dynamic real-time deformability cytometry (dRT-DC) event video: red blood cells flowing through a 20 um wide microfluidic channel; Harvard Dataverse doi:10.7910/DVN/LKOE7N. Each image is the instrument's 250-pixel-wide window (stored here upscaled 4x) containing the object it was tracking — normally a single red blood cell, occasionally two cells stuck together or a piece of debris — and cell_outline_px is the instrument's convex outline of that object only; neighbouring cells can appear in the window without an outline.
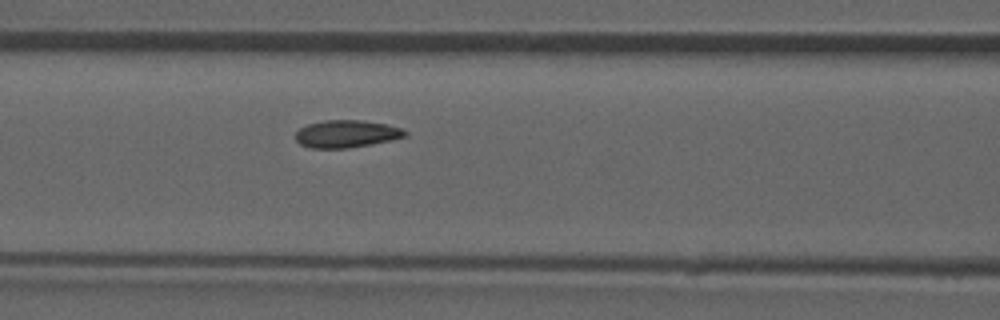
{"species": "common noctule bat (a hibernating species)", "species_latin": "Nyctalus noctula", "temperature_condition": "room temperature", "stored_images_in_passage": 53, "camera_frame_rate_fps": 3000, "um_per_image_px": 0.085, "animal": {"sex": "male", "forearm_length_mm": 52.5}, "frame": {"image": 1, "passage_image": 23, "time_ms": 7.333, "image_size_px": [1000, 320], "cell_outline_px": [[408, 136], [392, 140], [372, 144], [348, 148], [312, 148], [300, 144], [296, 140], [296, 132], [300, 128], [308, 124], [324, 120], [364, 120], [388, 124], [404, 128], [408, 132]], "centroid_in_image_um": [29.51, 11.37], "position_along_channel_um": 137.1, "area_um2": 17.74}, "authors_computed_cell_mechanics": {"area_um2": 17.7446, "velocity_mm_per_s": 3.9086, "shape_relaxation_time_tau1_ms": 6.791, "shape_relaxation_time_tau2_ms": 1.2404, "deformation_change_tau1": 0.1349, "deformation_change_tau2": 0.0497}}